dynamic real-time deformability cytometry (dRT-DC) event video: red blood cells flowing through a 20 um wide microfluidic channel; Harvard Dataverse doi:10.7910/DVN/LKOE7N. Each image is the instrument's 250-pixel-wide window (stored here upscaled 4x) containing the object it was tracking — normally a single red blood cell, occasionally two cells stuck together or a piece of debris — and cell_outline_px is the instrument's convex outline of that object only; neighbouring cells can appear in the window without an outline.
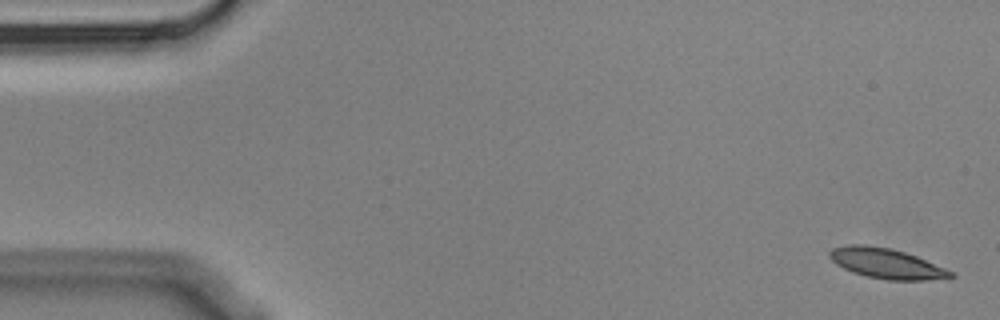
{"species": "Egyptian fruit bat (a non-hibernating species)", "species_latin": "Rousettus aegyptiacus", "temperature_condition": "cold", "stored_images_in_passage": 4, "camera_frame_rate_fps": 3000, "um_per_image_px": 0.085, "animal": {"sex": "male"}, "frame": {"image": 1, "passage_image": 1, "time_ms": 0.0, "image_size_px": [1000, 320], "cell_outline_px": [[956, 276], [948, 280], [888, 280], [864, 276], [852, 272], [836, 264], [828, 256], [828, 252], [832, 248], [852, 244], [864, 244], [888, 248], [904, 252], [916, 256], [944, 268], [952, 272]], "centroid_in_image_um": [75.36, 22.41], "position_along_channel_um": 9.6, "area_um2": 21.39}}